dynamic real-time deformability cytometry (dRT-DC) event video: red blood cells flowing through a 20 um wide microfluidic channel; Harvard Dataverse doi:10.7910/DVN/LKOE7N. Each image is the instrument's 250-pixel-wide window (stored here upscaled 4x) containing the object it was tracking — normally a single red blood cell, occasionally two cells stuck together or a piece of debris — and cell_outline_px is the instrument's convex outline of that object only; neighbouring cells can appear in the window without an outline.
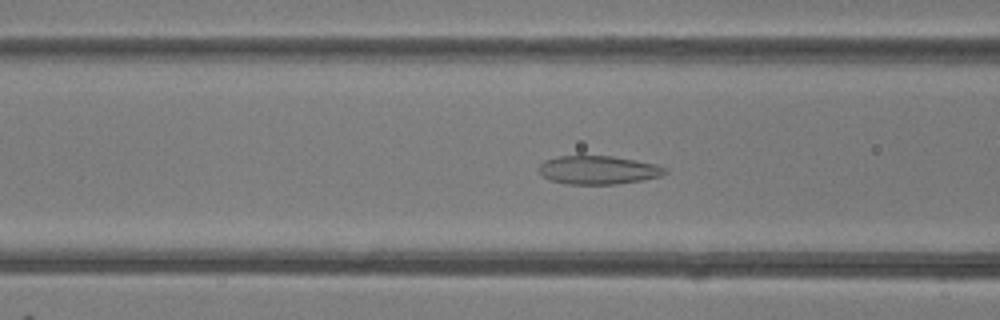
{"species": "common noctule bat (a hibernating species)", "species_latin": "Nyctalus noctula", "temperature_condition": "room temperature", "stored_images_in_passage": 37, "camera_frame_rate_fps": 3000, "um_per_image_px": 0.085, "animal": {"sex": "female"}, "frame": {"image": 1, "passage_image": 7, "time_ms": 2.0, "image_size_px": [1000, 320], "cell_outline_px": [[668, 172], [660, 176], [640, 180], [616, 184], [568, 184], [548, 180], [536, 168], [544, 160], [560, 156], [612, 156], [636, 160], [656, 164], [668, 168]], "centroid_in_image_um": [50.84, 14.45], "position_along_channel_um": 115.8, "area_um2": 20.98}}
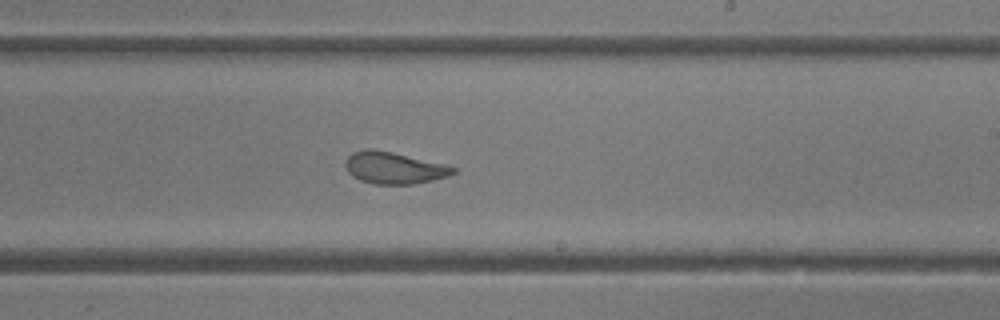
{"frame": {"image": 2, "passage_image": 17, "time_ms": 5.333, "image_size_px": [1000, 320], "cell_outline_px": [[456, 172], [448, 176], [432, 180], [412, 184], [376, 184], [360, 180], [352, 176], [348, 172], [344, 164], [344, 160], [352, 152], [368, 148], [372, 148], [392, 152], [444, 164], [456, 168]], "centroid_in_image_um": [33.45, 14.26], "position_along_channel_um": 255.6, "area_um2": 19.94}}
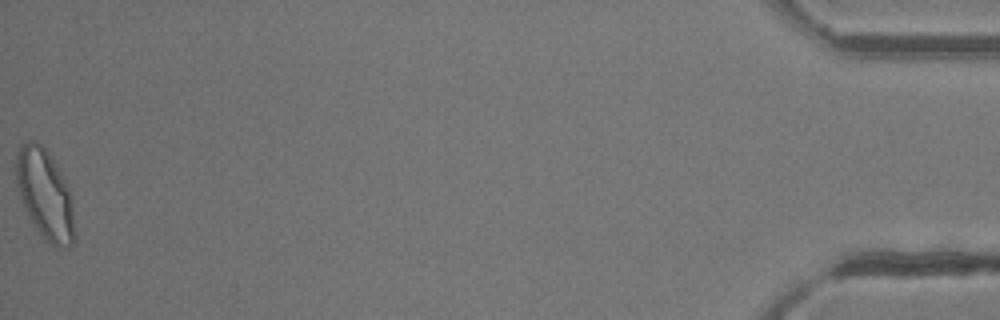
{"frame": {"image": 3, "passage_image": 37, "time_ms": 12.0, "image_size_px": [1000, 320], "cell_outline_px": [[76, 240], [68, 248], [56, 248], [44, 240], [40, 236], [20, 200], [16, 184], [16, 156], [20, 148], [28, 140], [36, 140], [48, 152], [60, 172], [68, 188], [72, 204], [76, 232]], "centroid_in_image_um": [3.83, 16.6], "position_along_channel_um": 431.4, "area_um2": 30.81}, "authors_computed_cell_mechanics": {"area_um2": 21.097, "velocity_mm_per_s": 4.188, "shape_relaxation_time_tau1_ms": 6.6017, "shape_relaxation_time_tau2_ms": 0.8786, "deformation_change_tau1": 0.1781, "deformation_change_tau2": 0.0581}}